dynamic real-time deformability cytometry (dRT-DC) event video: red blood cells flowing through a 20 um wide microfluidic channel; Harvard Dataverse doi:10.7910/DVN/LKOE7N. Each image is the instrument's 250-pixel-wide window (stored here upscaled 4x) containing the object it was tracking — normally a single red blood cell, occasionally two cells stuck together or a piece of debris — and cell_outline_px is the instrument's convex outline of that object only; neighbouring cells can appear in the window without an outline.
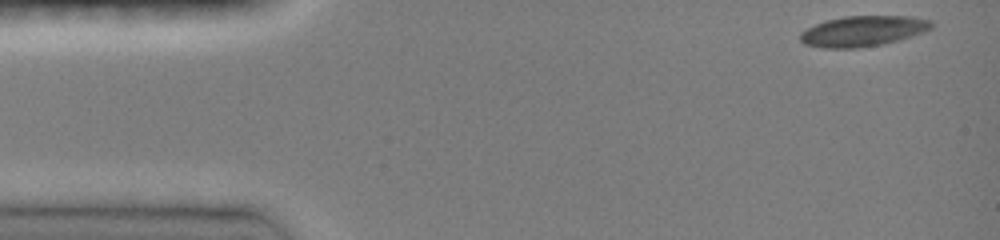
{"species": "common noctule bat (a hibernating species)", "species_latin": "Nyctalus noctula", "temperature_condition": "room temperature", "stored_images_in_passage": 41, "camera_frame_rate_fps": 3000, "um_per_image_px": 0.085, "animal": {"sex": "female", "body_mass_g": 19.0, "forearm_length_mm": 51.5}, "frame": {"image": 1, "passage_image": 1, "time_ms": 0.0, "image_size_px": [1000, 240], "cell_outline_px": [[932, 28], [924, 32], [912, 36], [884, 44], [856, 48], [824, 48], [804, 44], [800, 40], [800, 32], [816, 24], [828, 20], [844, 16], [912, 16], [932, 20]], "centroid_in_image_um": [73.37, 2.64], "position_along_channel_um": 11.6, "area_um2": 23.35}}
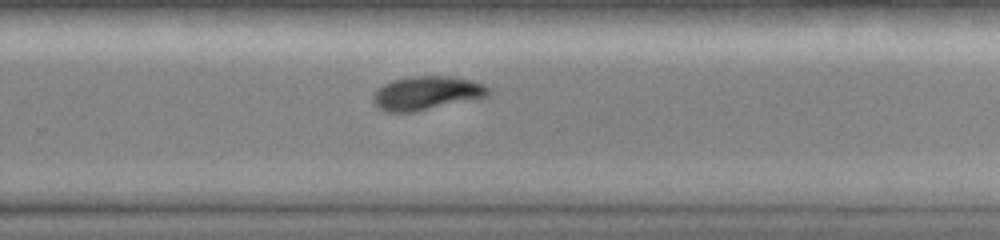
{"frame": {"image": 2, "passage_image": 29, "time_ms": 9.333, "image_size_px": [1000, 240], "cell_outline_px": [[492, 92], [488, 96], [412, 112], [388, 112], [380, 108], [372, 100], [372, 96], [384, 84], [392, 80], [412, 76], [444, 76], [476, 80], [492, 88]], "centroid_in_image_um": [36.32, 7.89], "position_along_channel_um": 293.5, "area_um2": 22.48}}
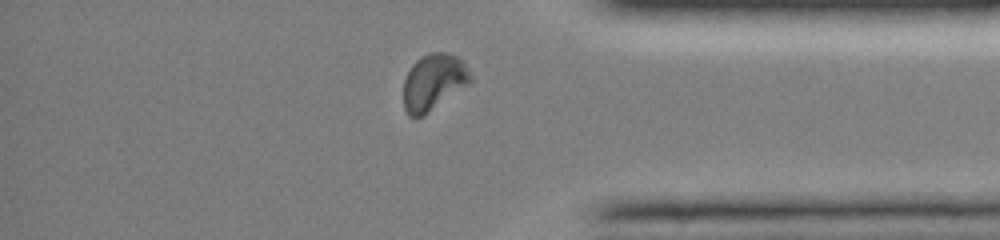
{"frame": {"image": 3, "passage_image": 37, "time_ms": 12.0, "image_size_px": [1000, 240], "cell_outline_px": [[472, 84], [420, 116], [408, 116], [404, 108], [404, 80], [412, 64], [420, 56], [428, 52], [444, 52], [456, 56], [464, 64], [472, 76]], "centroid_in_image_um": [36.87, 6.95], "position_along_channel_um": 398.3, "area_um2": 21.91}, "authors_computed_cell_mechanics": {"area_um2": 23.3512, "velocity_mm_per_s": 4.1113, "shape_relaxation_time_tau1_ms": 3.3457, "shape_relaxation_time_tau2_ms": null, "deformation_change_tau1": 0.1535, "deformation_change_tau2": null}}